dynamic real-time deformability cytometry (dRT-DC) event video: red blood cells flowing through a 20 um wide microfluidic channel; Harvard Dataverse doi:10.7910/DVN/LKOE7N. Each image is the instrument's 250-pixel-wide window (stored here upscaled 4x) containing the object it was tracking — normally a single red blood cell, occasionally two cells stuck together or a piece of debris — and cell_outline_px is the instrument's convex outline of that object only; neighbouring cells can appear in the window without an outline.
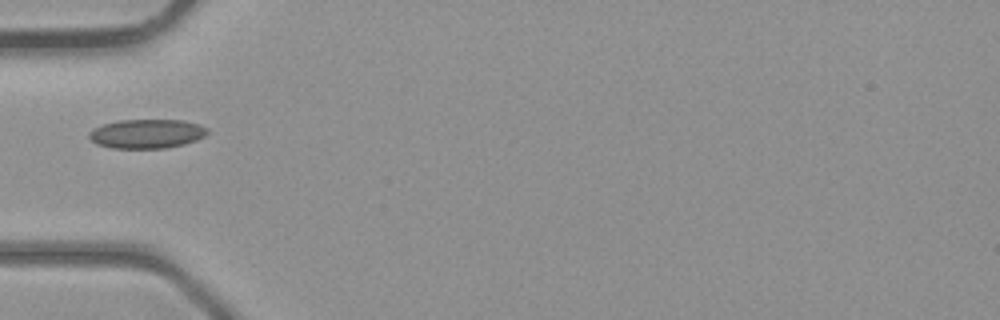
{"species": "common noctule bat (a hibernating species)", "species_latin": "Nyctalus noctula", "temperature_condition": "room temperature", "stored_images_in_passage": 1, "camera_frame_rate_fps": 3000, "um_per_image_px": 0.085, "animal": {"sex": "male", "body_mass_g": 23.1, "forearm_length_mm": 52.7}, "frame": {"image": 1, "passage_image": 1, "time_ms": 0.0, "image_size_px": [1000, 320], "cell_outline_px": [[208, 132], [204, 136], [196, 140], [184, 144], [164, 148], [112, 148], [96, 144], [88, 136], [88, 132], [92, 128], [104, 124], [120, 120], [184, 120], [200, 124], [208, 128]], "centroid_in_image_um": [12.47, 11.36], "position_along_channel_um": 72.5, "area_um2": 20.17}}